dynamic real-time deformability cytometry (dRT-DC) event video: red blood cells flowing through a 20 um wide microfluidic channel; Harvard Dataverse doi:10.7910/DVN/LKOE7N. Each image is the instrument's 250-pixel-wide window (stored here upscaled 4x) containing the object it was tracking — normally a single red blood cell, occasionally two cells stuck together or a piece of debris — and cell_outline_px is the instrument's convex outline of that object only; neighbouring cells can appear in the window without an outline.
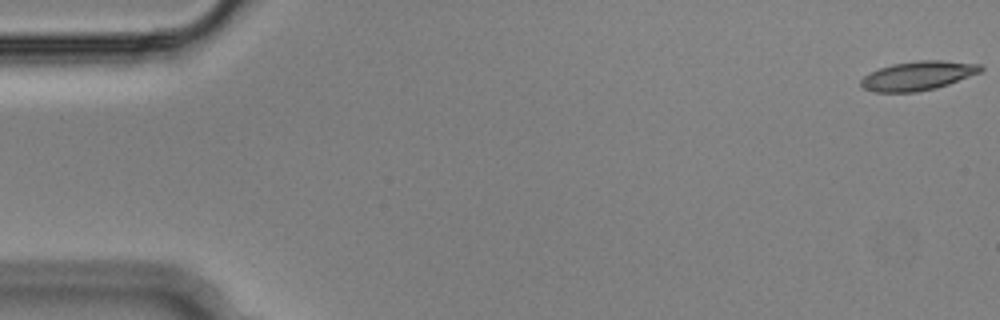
{"species": "Egyptian fruit bat (a non-hibernating species)", "species_latin": "Rousettus aegyptiacus", "temperature_condition": "cold", "stored_images_in_passage": 55, "segment_of_instrument_passage": [1, 2], "camera_frame_rate_fps": 3000, "um_per_image_px": 0.085, "animal": {"sex": "male"}, "frame": {"image": 1, "passage_image": 1, "time_ms": 0.0, "image_size_px": [1000, 320], "cell_outline_px": [[984, 68], [980, 72], [948, 84], [936, 88], [916, 92], [872, 92], [864, 88], [860, 84], [860, 80], [864, 76], [880, 68], [892, 64], [916, 60], [940, 60], [980, 64]], "centroid_in_image_um": [78.01, 6.43], "position_along_channel_um": 7.0, "area_um2": 20.17}}
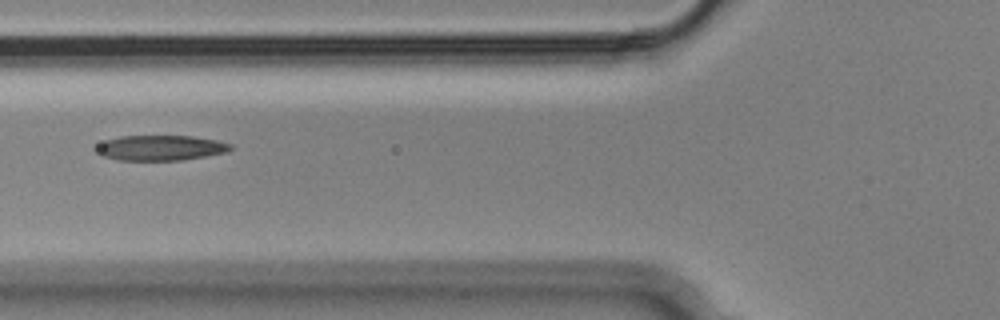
{"frame": {"image": 2, "passage_image": 21, "time_ms": 6.667, "image_size_px": [1000, 320], "cell_outline_px": [[232, 148], [228, 152], [184, 160], [116, 160], [104, 156], [96, 152], [96, 148], [104, 140], [120, 136], [192, 136], [216, 140], [232, 144]], "centroid_in_image_um": [13.66, 12.57], "position_along_channel_um": 112.1, "area_um2": 19.77}}
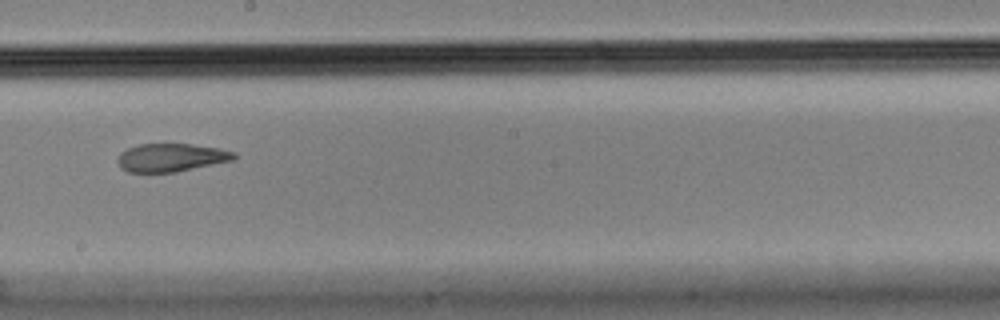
{"frame": {"image": 3, "passage_image": 31, "time_ms": 10.0, "image_size_px": [1000, 320], "cell_outline_px": [[236, 160], [176, 172], [128, 172], [120, 168], [116, 160], [120, 152], [128, 148], [140, 144], [192, 144], [220, 148], [236, 152]], "centroid_in_image_um": [14.57, 13.39], "position_along_channel_um": 233.6, "area_um2": 19.36}}